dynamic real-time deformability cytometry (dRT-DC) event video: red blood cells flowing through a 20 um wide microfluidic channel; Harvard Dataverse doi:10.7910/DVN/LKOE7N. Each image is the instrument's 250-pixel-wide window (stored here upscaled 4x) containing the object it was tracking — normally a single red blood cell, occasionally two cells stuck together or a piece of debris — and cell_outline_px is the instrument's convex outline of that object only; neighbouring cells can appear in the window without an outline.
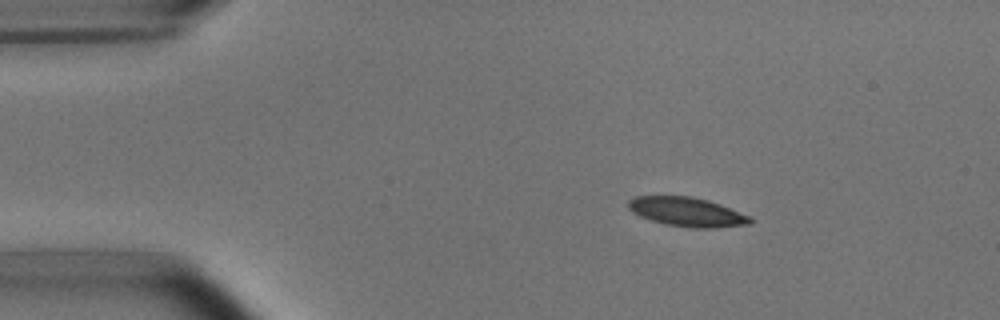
{"species": "common noctule bat (a hibernating species)", "species_latin": "Nyctalus noctula", "temperature_condition": "room temperature", "stored_images_in_passage": 46, "camera_frame_rate_fps": 3000, "um_per_image_px": 0.085, "animal": {"sex": "male", "body_mass_g": 15.6}, "frame": {"image": 1, "passage_image": 1, "time_ms": 0.0, "image_size_px": [1000, 320], "cell_outline_px": [[752, 224], [716, 228], [688, 228], [664, 224], [640, 216], [632, 212], [628, 208], [628, 200], [636, 196], [692, 196], [708, 200], [720, 204], [752, 216]], "centroid_in_image_um": [58.43, 18.02], "position_along_channel_um": 26.6, "area_um2": 20.98}}
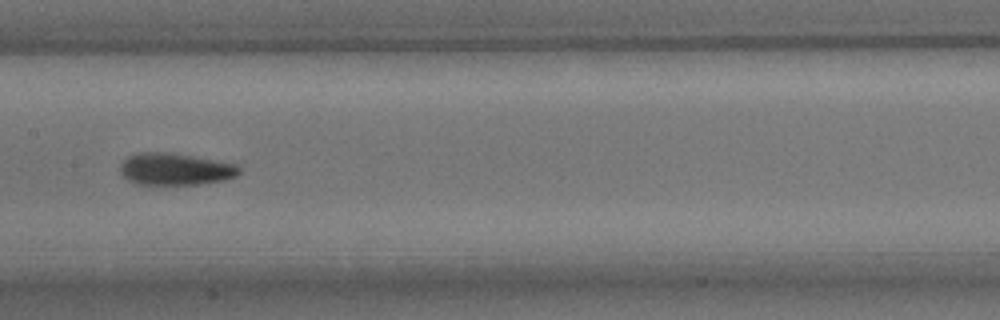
{"frame": {"image": 2, "passage_image": 19, "time_ms": 6.0, "image_size_px": [1000, 320], "cell_outline_px": [[240, 172], [236, 176], [224, 180], [200, 184], [136, 184], [128, 180], [120, 172], [120, 164], [128, 156], [136, 152], [164, 152], [192, 156], [236, 164], [240, 168]], "centroid_in_image_um": [14.87, 14.37], "position_along_channel_um": 192.5, "area_um2": 22.08}}
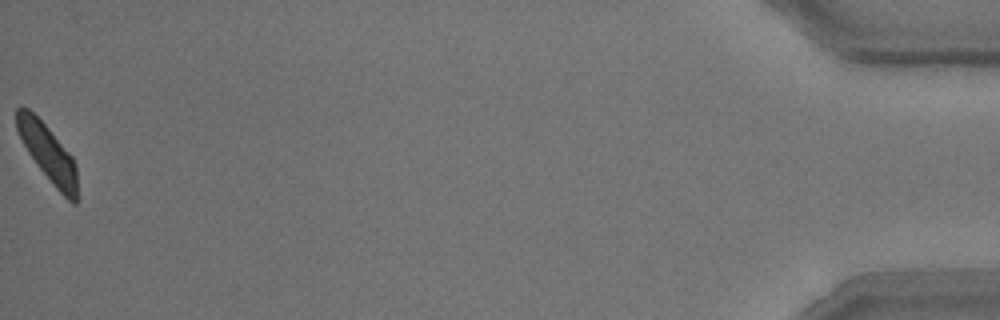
{"frame": {"image": 3, "passage_image": 46, "time_ms": 15.0, "image_size_px": [1000, 320], "cell_outline_px": [[76, 204], [72, 204], [56, 188], [40, 168], [28, 152], [16, 128], [16, 108], [28, 108], [48, 128], [72, 156], [76, 164]], "centroid_in_image_um": [4.07, 13.01], "position_along_channel_um": 431.1, "area_um2": 19.48}, "authors_computed_cell_mechanics": {"area_um2": 21.1548, "velocity_mm_per_s": 3.7443, "shape_relaxation_time_tau1_ms": 4.7025, "shape_relaxation_time_tau2_ms": 0.8385, "deformation_change_tau1": 0.1294, "deformation_change_tau2": 0.0593}}